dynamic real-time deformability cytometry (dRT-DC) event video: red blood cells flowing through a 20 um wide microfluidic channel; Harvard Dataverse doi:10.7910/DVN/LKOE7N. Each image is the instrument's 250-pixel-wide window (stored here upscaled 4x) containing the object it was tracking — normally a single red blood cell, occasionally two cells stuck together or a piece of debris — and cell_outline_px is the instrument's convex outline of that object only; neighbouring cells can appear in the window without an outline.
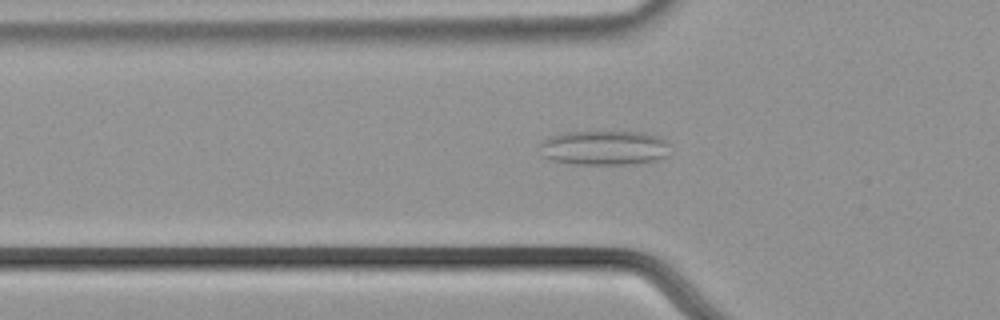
{"species": "common noctule bat (a hibernating species)", "species_latin": "Nyctalus noctula", "temperature_condition": "cold", "stored_images_in_passage": 51, "camera_frame_rate_fps": 3000, "um_per_image_px": 0.085, "animal": {"sex": "male", "body_mass_g": 21.5, "forearm_length_mm": 52.0}, "frame": {"image": 1, "passage_image": 14, "time_ms": 4.333, "image_size_px": [1000, 320], "cell_outline_px": [[668, 156], [656, 160], [640, 164], [572, 164], [552, 160], [540, 156], [540, 140], [552, 136], [568, 132], [644, 132], [668, 140]], "centroid_in_image_um": [51.36, 12.57], "position_along_channel_um": 74.4, "area_um2": 26.59}}
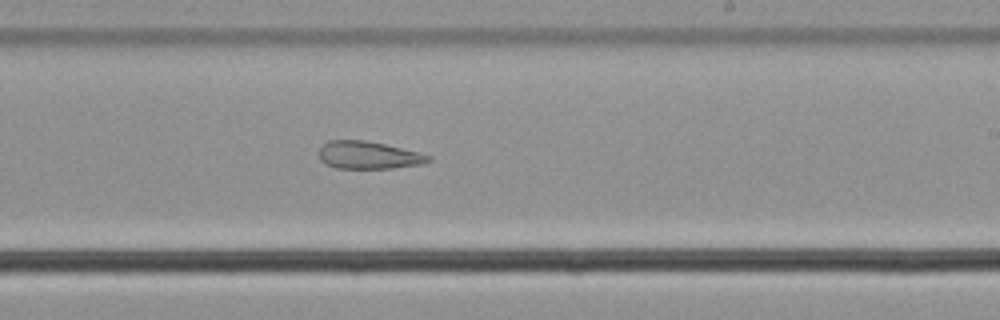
{"frame": {"image": 2, "passage_image": 29, "time_ms": 9.333, "image_size_px": [1000, 320], "cell_outline_px": [[432, 160], [424, 164], [392, 168], [336, 168], [320, 160], [320, 148], [328, 140], [364, 140], [384, 144], [432, 156]], "centroid_in_image_um": [31.34, 13.19], "position_along_channel_um": 257.7, "area_um2": 17.4}}
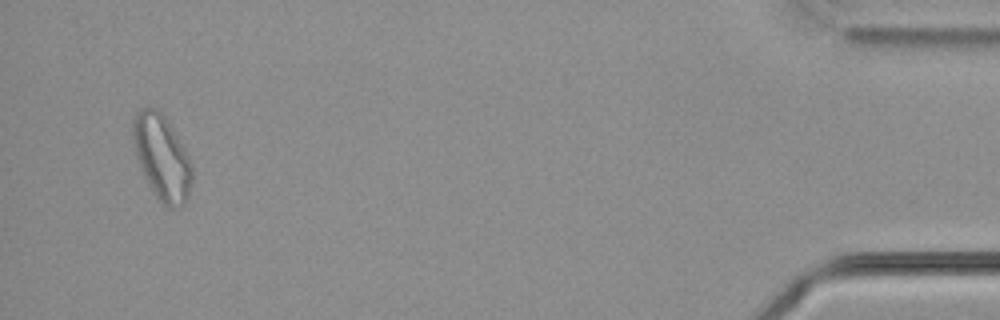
{"frame": {"image": 3, "passage_image": 49, "time_ms": 16.0, "image_size_px": [1000, 320], "cell_outline_px": [[192, 180], [188, 196], [184, 204], [180, 208], [168, 208], [156, 196], [144, 176], [140, 168], [136, 156], [132, 136], [132, 120], [136, 112], [140, 108], [156, 108], [164, 116], [172, 128], [188, 156], [192, 168]], "centroid_in_image_um": [13.74, 13.39], "position_along_channel_um": 421.5, "area_um2": 29.07}, "authors_computed_cell_mechanics": {"area_um2": 24.0448, "velocity_mm_per_s": 3.6692, "shape_relaxation_time_tau1_ms": null, "shape_relaxation_time_tau2_ms": 8.9761, "deformation_change_tau1": null, "deformation_change_tau2": 0.2339}}